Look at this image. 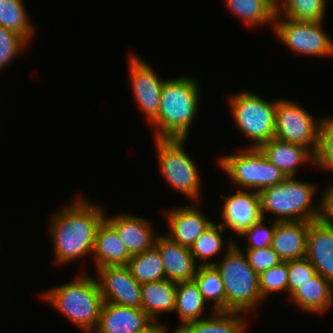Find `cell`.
<instances>
[{
  "instance_id": "1",
  "label": "cell",
  "mask_w": 333,
  "mask_h": 333,
  "mask_svg": "<svg viewBox=\"0 0 333 333\" xmlns=\"http://www.w3.org/2000/svg\"><path fill=\"white\" fill-rule=\"evenodd\" d=\"M104 212L97 204L76 197L53 215L50 233L57 265L93 254L96 231L105 218Z\"/></svg>"
},
{
  "instance_id": "2",
  "label": "cell",
  "mask_w": 333,
  "mask_h": 333,
  "mask_svg": "<svg viewBox=\"0 0 333 333\" xmlns=\"http://www.w3.org/2000/svg\"><path fill=\"white\" fill-rule=\"evenodd\" d=\"M200 87L194 78L167 79L161 90V102L154 126V139H185L198 113Z\"/></svg>"
},
{
  "instance_id": "3",
  "label": "cell",
  "mask_w": 333,
  "mask_h": 333,
  "mask_svg": "<svg viewBox=\"0 0 333 333\" xmlns=\"http://www.w3.org/2000/svg\"><path fill=\"white\" fill-rule=\"evenodd\" d=\"M72 282L42 292L41 298L84 332L95 330L103 305L97 279L81 274Z\"/></svg>"
},
{
  "instance_id": "4",
  "label": "cell",
  "mask_w": 333,
  "mask_h": 333,
  "mask_svg": "<svg viewBox=\"0 0 333 333\" xmlns=\"http://www.w3.org/2000/svg\"><path fill=\"white\" fill-rule=\"evenodd\" d=\"M233 241H229L227 248L225 247L226 254H223L221 262L215 261L212 265L224 283L226 311L245 314L259 306L263 299L260 295L258 274L249 265L245 253L236 241Z\"/></svg>"
},
{
  "instance_id": "5",
  "label": "cell",
  "mask_w": 333,
  "mask_h": 333,
  "mask_svg": "<svg viewBox=\"0 0 333 333\" xmlns=\"http://www.w3.org/2000/svg\"><path fill=\"white\" fill-rule=\"evenodd\" d=\"M294 178V179H293ZM315 184L288 177L284 182L260 190L262 217L265 212L276 215L275 221H315L319 216L318 205L313 204Z\"/></svg>"
},
{
  "instance_id": "6",
  "label": "cell",
  "mask_w": 333,
  "mask_h": 333,
  "mask_svg": "<svg viewBox=\"0 0 333 333\" xmlns=\"http://www.w3.org/2000/svg\"><path fill=\"white\" fill-rule=\"evenodd\" d=\"M230 112L240 133L253 142L247 148H259L275 137L277 100L268 101L248 91L230 95Z\"/></svg>"
},
{
  "instance_id": "7",
  "label": "cell",
  "mask_w": 333,
  "mask_h": 333,
  "mask_svg": "<svg viewBox=\"0 0 333 333\" xmlns=\"http://www.w3.org/2000/svg\"><path fill=\"white\" fill-rule=\"evenodd\" d=\"M218 161L230 179L246 190L259 192L288 178L266 159L259 148L245 147L237 154L223 155Z\"/></svg>"
},
{
  "instance_id": "8",
  "label": "cell",
  "mask_w": 333,
  "mask_h": 333,
  "mask_svg": "<svg viewBox=\"0 0 333 333\" xmlns=\"http://www.w3.org/2000/svg\"><path fill=\"white\" fill-rule=\"evenodd\" d=\"M185 139H155L161 174L175 190L197 203L202 197L197 165L185 152ZM199 200V201H198Z\"/></svg>"
},
{
  "instance_id": "9",
  "label": "cell",
  "mask_w": 333,
  "mask_h": 333,
  "mask_svg": "<svg viewBox=\"0 0 333 333\" xmlns=\"http://www.w3.org/2000/svg\"><path fill=\"white\" fill-rule=\"evenodd\" d=\"M293 101L278 99L275 112V137L316 152L322 119H316Z\"/></svg>"
},
{
  "instance_id": "10",
  "label": "cell",
  "mask_w": 333,
  "mask_h": 333,
  "mask_svg": "<svg viewBox=\"0 0 333 333\" xmlns=\"http://www.w3.org/2000/svg\"><path fill=\"white\" fill-rule=\"evenodd\" d=\"M322 24L323 21H298L276 15L273 30L296 54L330 57L333 56V39L324 32Z\"/></svg>"
},
{
  "instance_id": "11",
  "label": "cell",
  "mask_w": 333,
  "mask_h": 333,
  "mask_svg": "<svg viewBox=\"0 0 333 333\" xmlns=\"http://www.w3.org/2000/svg\"><path fill=\"white\" fill-rule=\"evenodd\" d=\"M96 272L104 302L141 309V284L127 265L104 266Z\"/></svg>"
},
{
  "instance_id": "12",
  "label": "cell",
  "mask_w": 333,
  "mask_h": 333,
  "mask_svg": "<svg viewBox=\"0 0 333 333\" xmlns=\"http://www.w3.org/2000/svg\"><path fill=\"white\" fill-rule=\"evenodd\" d=\"M95 333H138L142 331L168 332L165 324L154 322L135 307L103 302Z\"/></svg>"
},
{
  "instance_id": "13",
  "label": "cell",
  "mask_w": 333,
  "mask_h": 333,
  "mask_svg": "<svg viewBox=\"0 0 333 333\" xmlns=\"http://www.w3.org/2000/svg\"><path fill=\"white\" fill-rule=\"evenodd\" d=\"M129 63L133 95L144 116L152 122L158 115L165 79L161 80L151 66L135 54L129 55Z\"/></svg>"
},
{
  "instance_id": "14",
  "label": "cell",
  "mask_w": 333,
  "mask_h": 333,
  "mask_svg": "<svg viewBox=\"0 0 333 333\" xmlns=\"http://www.w3.org/2000/svg\"><path fill=\"white\" fill-rule=\"evenodd\" d=\"M222 198H225L221 214L224 222L219 224L225 231L230 228L239 237L263 218L257 191L238 189L235 194Z\"/></svg>"
},
{
  "instance_id": "15",
  "label": "cell",
  "mask_w": 333,
  "mask_h": 333,
  "mask_svg": "<svg viewBox=\"0 0 333 333\" xmlns=\"http://www.w3.org/2000/svg\"><path fill=\"white\" fill-rule=\"evenodd\" d=\"M192 205V206H191ZM186 204L165 213L169 225L166 235L182 246L191 247L196 239L213 223L196 204ZM196 206V207H195Z\"/></svg>"
},
{
  "instance_id": "16",
  "label": "cell",
  "mask_w": 333,
  "mask_h": 333,
  "mask_svg": "<svg viewBox=\"0 0 333 333\" xmlns=\"http://www.w3.org/2000/svg\"><path fill=\"white\" fill-rule=\"evenodd\" d=\"M154 245L160 252L166 279L174 282L194 280L200 265H197L189 247L163 234L156 236Z\"/></svg>"
},
{
  "instance_id": "17",
  "label": "cell",
  "mask_w": 333,
  "mask_h": 333,
  "mask_svg": "<svg viewBox=\"0 0 333 333\" xmlns=\"http://www.w3.org/2000/svg\"><path fill=\"white\" fill-rule=\"evenodd\" d=\"M316 273L333 284V225L310 221L305 256Z\"/></svg>"
},
{
  "instance_id": "18",
  "label": "cell",
  "mask_w": 333,
  "mask_h": 333,
  "mask_svg": "<svg viewBox=\"0 0 333 333\" xmlns=\"http://www.w3.org/2000/svg\"><path fill=\"white\" fill-rule=\"evenodd\" d=\"M105 219L116 229L131 255L142 253L151 248L156 236L152 226L145 218L128 213H120L113 217L105 215Z\"/></svg>"
},
{
  "instance_id": "19",
  "label": "cell",
  "mask_w": 333,
  "mask_h": 333,
  "mask_svg": "<svg viewBox=\"0 0 333 333\" xmlns=\"http://www.w3.org/2000/svg\"><path fill=\"white\" fill-rule=\"evenodd\" d=\"M92 255L96 269L104 266L128 265L132 257L116 229L105 218L97 228Z\"/></svg>"
},
{
  "instance_id": "20",
  "label": "cell",
  "mask_w": 333,
  "mask_h": 333,
  "mask_svg": "<svg viewBox=\"0 0 333 333\" xmlns=\"http://www.w3.org/2000/svg\"><path fill=\"white\" fill-rule=\"evenodd\" d=\"M308 221L277 222L271 247L282 261L306 256Z\"/></svg>"
},
{
  "instance_id": "21",
  "label": "cell",
  "mask_w": 333,
  "mask_h": 333,
  "mask_svg": "<svg viewBox=\"0 0 333 333\" xmlns=\"http://www.w3.org/2000/svg\"><path fill=\"white\" fill-rule=\"evenodd\" d=\"M259 149L269 162L288 177L296 175L298 165L309 163L314 167V155L300 145L272 138L262 144Z\"/></svg>"
},
{
  "instance_id": "22",
  "label": "cell",
  "mask_w": 333,
  "mask_h": 333,
  "mask_svg": "<svg viewBox=\"0 0 333 333\" xmlns=\"http://www.w3.org/2000/svg\"><path fill=\"white\" fill-rule=\"evenodd\" d=\"M290 301L307 313L322 314L333 305V284L319 274L298 288Z\"/></svg>"
},
{
  "instance_id": "23",
  "label": "cell",
  "mask_w": 333,
  "mask_h": 333,
  "mask_svg": "<svg viewBox=\"0 0 333 333\" xmlns=\"http://www.w3.org/2000/svg\"><path fill=\"white\" fill-rule=\"evenodd\" d=\"M177 282L164 279L141 285V310L154 322L157 315L174 312Z\"/></svg>"
},
{
  "instance_id": "24",
  "label": "cell",
  "mask_w": 333,
  "mask_h": 333,
  "mask_svg": "<svg viewBox=\"0 0 333 333\" xmlns=\"http://www.w3.org/2000/svg\"><path fill=\"white\" fill-rule=\"evenodd\" d=\"M211 317L192 321L174 333H245L248 322L242 312L214 311Z\"/></svg>"
},
{
  "instance_id": "25",
  "label": "cell",
  "mask_w": 333,
  "mask_h": 333,
  "mask_svg": "<svg viewBox=\"0 0 333 333\" xmlns=\"http://www.w3.org/2000/svg\"><path fill=\"white\" fill-rule=\"evenodd\" d=\"M228 10L241 18L246 26H273L277 13L275 0H224ZM272 23V24H271Z\"/></svg>"
},
{
  "instance_id": "26",
  "label": "cell",
  "mask_w": 333,
  "mask_h": 333,
  "mask_svg": "<svg viewBox=\"0 0 333 333\" xmlns=\"http://www.w3.org/2000/svg\"><path fill=\"white\" fill-rule=\"evenodd\" d=\"M205 305L206 301L195 280L177 282L174 311L178 313L181 323L171 333L188 322L203 319Z\"/></svg>"
},
{
  "instance_id": "27",
  "label": "cell",
  "mask_w": 333,
  "mask_h": 333,
  "mask_svg": "<svg viewBox=\"0 0 333 333\" xmlns=\"http://www.w3.org/2000/svg\"><path fill=\"white\" fill-rule=\"evenodd\" d=\"M127 266L141 285L166 279L162 258L155 245L142 253L132 255Z\"/></svg>"
},
{
  "instance_id": "28",
  "label": "cell",
  "mask_w": 333,
  "mask_h": 333,
  "mask_svg": "<svg viewBox=\"0 0 333 333\" xmlns=\"http://www.w3.org/2000/svg\"><path fill=\"white\" fill-rule=\"evenodd\" d=\"M24 5L23 0H0V26L18 33L30 43L35 27Z\"/></svg>"
},
{
  "instance_id": "29",
  "label": "cell",
  "mask_w": 333,
  "mask_h": 333,
  "mask_svg": "<svg viewBox=\"0 0 333 333\" xmlns=\"http://www.w3.org/2000/svg\"><path fill=\"white\" fill-rule=\"evenodd\" d=\"M200 292L206 302H213L214 311H226V293L222 278L213 265H200L194 276Z\"/></svg>"
},
{
  "instance_id": "30",
  "label": "cell",
  "mask_w": 333,
  "mask_h": 333,
  "mask_svg": "<svg viewBox=\"0 0 333 333\" xmlns=\"http://www.w3.org/2000/svg\"><path fill=\"white\" fill-rule=\"evenodd\" d=\"M327 0H278L276 15L298 21H324Z\"/></svg>"
},
{
  "instance_id": "31",
  "label": "cell",
  "mask_w": 333,
  "mask_h": 333,
  "mask_svg": "<svg viewBox=\"0 0 333 333\" xmlns=\"http://www.w3.org/2000/svg\"><path fill=\"white\" fill-rule=\"evenodd\" d=\"M224 231L225 230L220 224L216 225L213 222L190 247L195 261L197 262L199 258V260L202 259V262L199 263V265H212V260L209 262L207 259L209 260V258L218 254L224 248L225 240H223V236H221V233H224Z\"/></svg>"
},
{
  "instance_id": "32",
  "label": "cell",
  "mask_w": 333,
  "mask_h": 333,
  "mask_svg": "<svg viewBox=\"0 0 333 333\" xmlns=\"http://www.w3.org/2000/svg\"><path fill=\"white\" fill-rule=\"evenodd\" d=\"M260 295L264 301L267 296L274 293L288 294V261L264 271L258 275Z\"/></svg>"
},
{
  "instance_id": "33",
  "label": "cell",
  "mask_w": 333,
  "mask_h": 333,
  "mask_svg": "<svg viewBox=\"0 0 333 333\" xmlns=\"http://www.w3.org/2000/svg\"><path fill=\"white\" fill-rule=\"evenodd\" d=\"M333 171V116L322 119L314 168Z\"/></svg>"
},
{
  "instance_id": "34",
  "label": "cell",
  "mask_w": 333,
  "mask_h": 333,
  "mask_svg": "<svg viewBox=\"0 0 333 333\" xmlns=\"http://www.w3.org/2000/svg\"><path fill=\"white\" fill-rule=\"evenodd\" d=\"M28 42L18 33L0 26V71L13 61Z\"/></svg>"
},
{
  "instance_id": "35",
  "label": "cell",
  "mask_w": 333,
  "mask_h": 333,
  "mask_svg": "<svg viewBox=\"0 0 333 333\" xmlns=\"http://www.w3.org/2000/svg\"><path fill=\"white\" fill-rule=\"evenodd\" d=\"M316 269L304 257L288 260V296L290 297L298 288L309 282L316 275Z\"/></svg>"
},
{
  "instance_id": "36",
  "label": "cell",
  "mask_w": 333,
  "mask_h": 333,
  "mask_svg": "<svg viewBox=\"0 0 333 333\" xmlns=\"http://www.w3.org/2000/svg\"><path fill=\"white\" fill-rule=\"evenodd\" d=\"M277 222L278 221H275L274 219L273 221L268 220L269 227L264 226L266 224H264V218H262L248 230L244 231L239 237H247L248 244H246L245 249H257L271 246Z\"/></svg>"
},
{
  "instance_id": "37",
  "label": "cell",
  "mask_w": 333,
  "mask_h": 333,
  "mask_svg": "<svg viewBox=\"0 0 333 333\" xmlns=\"http://www.w3.org/2000/svg\"><path fill=\"white\" fill-rule=\"evenodd\" d=\"M244 253L248 259L249 265L258 275L282 262V259L271 246L245 249Z\"/></svg>"
},
{
  "instance_id": "38",
  "label": "cell",
  "mask_w": 333,
  "mask_h": 333,
  "mask_svg": "<svg viewBox=\"0 0 333 333\" xmlns=\"http://www.w3.org/2000/svg\"><path fill=\"white\" fill-rule=\"evenodd\" d=\"M325 193L322 194L319 200V216L321 222L333 225V185L325 188Z\"/></svg>"
},
{
  "instance_id": "39",
  "label": "cell",
  "mask_w": 333,
  "mask_h": 333,
  "mask_svg": "<svg viewBox=\"0 0 333 333\" xmlns=\"http://www.w3.org/2000/svg\"><path fill=\"white\" fill-rule=\"evenodd\" d=\"M138 333H165L164 331H142Z\"/></svg>"
}]
</instances>
